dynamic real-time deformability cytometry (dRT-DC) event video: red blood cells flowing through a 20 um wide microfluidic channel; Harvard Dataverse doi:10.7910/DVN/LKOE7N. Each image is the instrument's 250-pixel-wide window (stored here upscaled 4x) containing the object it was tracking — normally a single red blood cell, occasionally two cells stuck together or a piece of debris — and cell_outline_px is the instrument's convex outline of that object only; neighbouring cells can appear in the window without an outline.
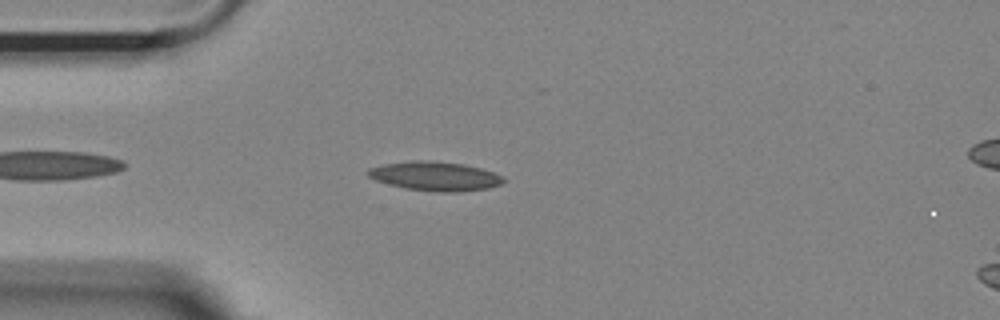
{"species": "Egyptian fruit bat (a non-hibernating species)", "species_latin": "Rousettus aegyptiacus", "temperature_condition": "room temperature", "stored_images_in_passage": 43, "camera_frame_rate_fps": 3000, "um_per_image_px": 0.085, "animal": {"sex": "female"}, "frame": {"image": 1, "passage_image": 2, "time_ms": 0.333, "image_size_px": [1000, 320], "cell_outline_px": [[504, 180], [500, 184], [488, 188], [456, 192], [440, 192], [404, 188], [376, 180], [368, 176], [364, 172], [368, 168], [384, 164], [412, 160], [432, 160], [464, 164], [480, 168], [504, 176]], "centroid_in_image_um": [36.95, 14.96], "position_along_channel_um": 48.0, "area_um2": 23.0}}
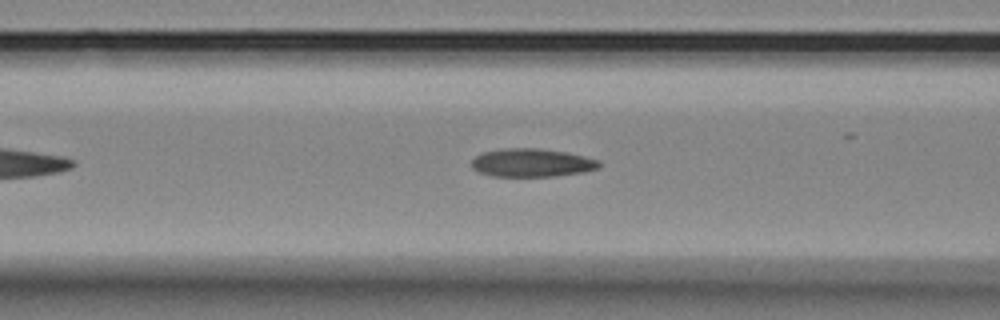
{"frame": {"image": 2, "passage_image": 9, "time_ms": 2.667, "image_size_px": [1000, 320], "cell_outline_px": [[600, 164], [596, 168], [580, 172], [552, 176], [492, 176], [480, 172], [472, 168], [472, 160], [476, 156], [484, 152], [500, 148], [540, 148], [568, 152], [600, 160]], "centroid_in_image_um": [45.18, 13.82], "position_along_channel_um": 121.4, "area_um2": 20.87}}
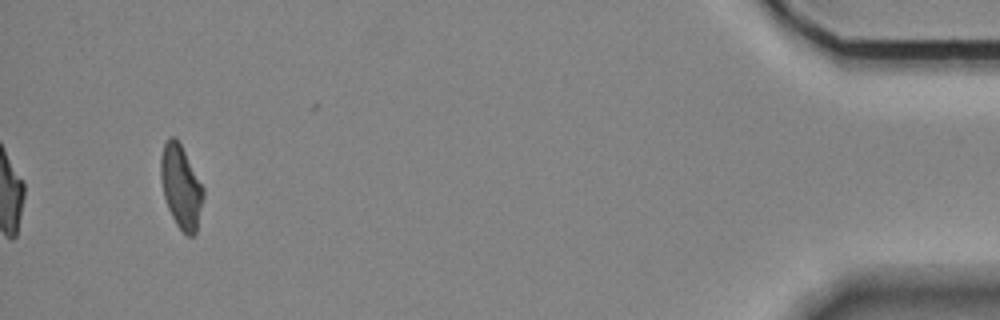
{"frame": {"image": 3, "passage_image": 40, "time_ms": 13.0, "image_size_px": [1000, 320], "cell_outline_px": [[204, 196], [196, 232], [192, 236], [188, 236], [176, 224], [168, 208], [164, 196], [160, 176], [160, 156], [164, 144], [172, 136], [176, 136], [204, 188]], "centroid_in_image_um": [15.38, 15.87], "position_along_channel_um": 419.8, "area_um2": 20.46}, "authors_computed_cell_mechanics": {"area_um2": 20.4034, "velocity_mm_per_s": 2.7341, "shape_relaxation_time_tau1_ms": 8.0502, "shape_relaxation_time_tau2_ms": null, "deformation_change_tau1": null, "deformation_change_tau2": null}}